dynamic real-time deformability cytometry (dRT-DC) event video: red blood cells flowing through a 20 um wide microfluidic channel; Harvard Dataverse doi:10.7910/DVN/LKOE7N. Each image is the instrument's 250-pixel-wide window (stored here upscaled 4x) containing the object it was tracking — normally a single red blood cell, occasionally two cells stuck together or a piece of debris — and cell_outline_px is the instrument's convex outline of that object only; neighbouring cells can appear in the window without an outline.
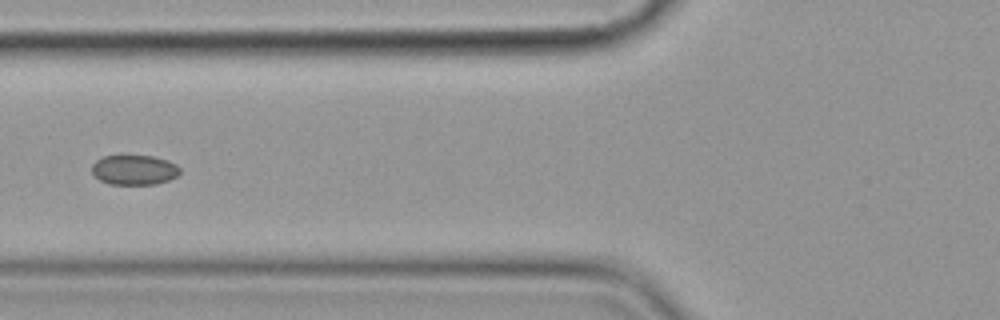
{"species": "common noctule bat (a hibernating species)", "species_latin": "Nyctalus noctula", "temperature_condition": "cold", "stored_images_in_passage": 9, "camera_frame_rate_fps": 3000, "um_per_image_px": 0.085, "animal": {"sex": "female", "body_mass_g": 19.9}, "frame": {"image": 1, "passage_image": 7, "time_ms": 6.667, "image_size_px": [1000, 320], "cell_outline_px": [[180, 172], [176, 176], [168, 180], [156, 184], [108, 184], [100, 180], [92, 172], [92, 164], [96, 160], [104, 156], [120, 152], [152, 156], [168, 160], [176, 164], [180, 168]], "centroid_in_image_um": [11.38, 14.38], "position_along_channel_um": 114.4, "area_um2": 15.95}}
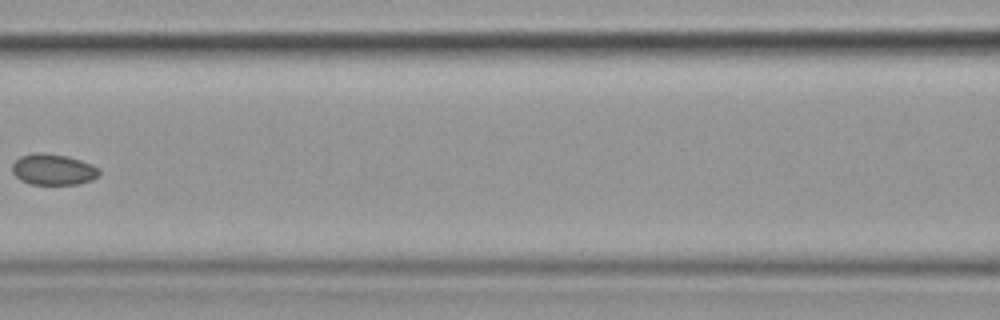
{"frame": {"image": 2, "passage_image": 8, "time_ms": 8.0, "image_size_px": [1000, 320], "cell_outline_px": [[100, 176], [92, 180], [80, 184], [32, 184], [20, 180], [12, 172], [12, 164], [20, 156], [36, 152], [44, 152], [68, 156], [92, 164], [100, 168]], "centroid_in_image_um": [4.55, 14.4], "position_along_channel_um": 162.0, "area_um2": 15.95}}
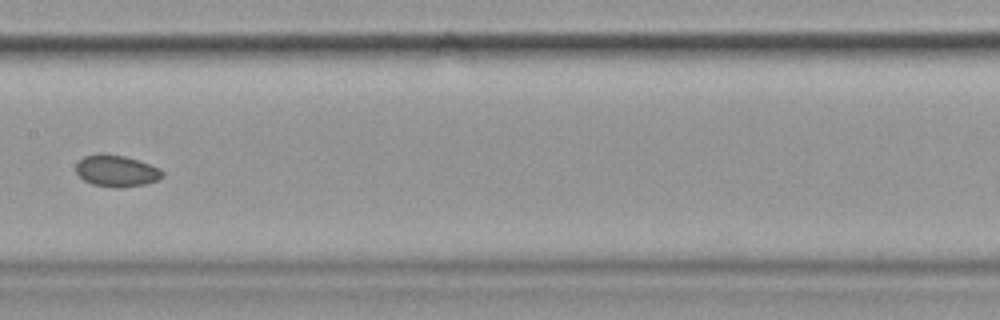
{"frame": {"image": 3, "passage_image": 9, "time_ms": 9.0, "image_size_px": [1000, 320], "cell_outline_px": [[164, 176], [156, 180], [144, 184], [120, 188], [116, 188], [92, 184], [84, 180], [76, 172], [76, 164], [84, 156], [100, 152], [124, 156], [160, 168], [164, 172]], "centroid_in_image_um": [9.88, 14.52], "position_along_channel_um": 197.5, "area_um2": 15.9}}